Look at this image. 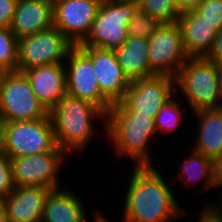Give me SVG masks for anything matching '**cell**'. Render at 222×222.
<instances>
[{
  "label": "cell",
  "instance_id": "d590c367",
  "mask_svg": "<svg viewBox=\"0 0 222 222\" xmlns=\"http://www.w3.org/2000/svg\"><path fill=\"white\" fill-rule=\"evenodd\" d=\"M218 68H219L220 96H221V99H222V65H219Z\"/></svg>",
  "mask_w": 222,
  "mask_h": 222
},
{
  "label": "cell",
  "instance_id": "52a82bcc",
  "mask_svg": "<svg viewBox=\"0 0 222 222\" xmlns=\"http://www.w3.org/2000/svg\"><path fill=\"white\" fill-rule=\"evenodd\" d=\"M48 115L26 75L19 71L7 72L0 87V121H32Z\"/></svg>",
  "mask_w": 222,
  "mask_h": 222
},
{
  "label": "cell",
  "instance_id": "6da1fadb",
  "mask_svg": "<svg viewBox=\"0 0 222 222\" xmlns=\"http://www.w3.org/2000/svg\"><path fill=\"white\" fill-rule=\"evenodd\" d=\"M132 167L130 180L124 188L125 208L121 222H172L187 216L170 188L177 182L171 180L168 184L153 165Z\"/></svg>",
  "mask_w": 222,
  "mask_h": 222
},
{
  "label": "cell",
  "instance_id": "9a60e30c",
  "mask_svg": "<svg viewBox=\"0 0 222 222\" xmlns=\"http://www.w3.org/2000/svg\"><path fill=\"white\" fill-rule=\"evenodd\" d=\"M53 26V0H17L10 28L18 40Z\"/></svg>",
  "mask_w": 222,
  "mask_h": 222
},
{
  "label": "cell",
  "instance_id": "4dcf8cb0",
  "mask_svg": "<svg viewBox=\"0 0 222 222\" xmlns=\"http://www.w3.org/2000/svg\"><path fill=\"white\" fill-rule=\"evenodd\" d=\"M202 0H174V3L180 13L195 10Z\"/></svg>",
  "mask_w": 222,
  "mask_h": 222
},
{
  "label": "cell",
  "instance_id": "8fae6325",
  "mask_svg": "<svg viewBox=\"0 0 222 222\" xmlns=\"http://www.w3.org/2000/svg\"><path fill=\"white\" fill-rule=\"evenodd\" d=\"M66 59L67 95L87 101L107 115L112 103L100 92L92 60L78 46L69 50Z\"/></svg>",
  "mask_w": 222,
  "mask_h": 222
},
{
  "label": "cell",
  "instance_id": "5b68a950",
  "mask_svg": "<svg viewBox=\"0 0 222 222\" xmlns=\"http://www.w3.org/2000/svg\"><path fill=\"white\" fill-rule=\"evenodd\" d=\"M137 0H103L90 32L78 47L115 50L128 38V24L138 11Z\"/></svg>",
  "mask_w": 222,
  "mask_h": 222
},
{
  "label": "cell",
  "instance_id": "9c48e42d",
  "mask_svg": "<svg viewBox=\"0 0 222 222\" xmlns=\"http://www.w3.org/2000/svg\"><path fill=\"white\" fill-rule=\"evenodd\" d=\"M66 155L64 150L56 146L52 151L9 158L15 186L62 188L58 173L68 157Z\"/></svg>",
  "mask_w": 222,
  "mask_h": 222
},
{
  "label": "cell",
  "instance_id": "7c38bea8",
  "mask_svg": "<svg viewBox=\"0 0 222 222\" xmlns=\"http://www.w3.org/2000/svg\"><path fill=\"white\" fill-rule=\"evenodd\" d=\"M176 92L175 78L154 75L130 81L129 88L120 102L132 113L155 117Z\"/></svg>",
  "mask_w": 222,
  "mask_h": 222
},
{
  "label": "cell",
  "instance_id": "e0dca14e",
  "mask_svg": "<svg viewBox=\"0 0 222 222\" xmlns=\"http://www.w3.org/2000/svg\"><path fill=\"white\" fill-rule=\"evenodd\" d=\"M37 99L50 111L66 93L64 63L34 67L23 72Z\"/></svg>",
  "mask_w": 222,
  "mask_h": 222
},
{
  "label": "cell",
  "instance_id": "74e56055",
  "mask_svg": "<svg viewBox=\"0 0 222 222\" xmlns=\"http://www.w3.org/2000/svg\"><path fill=\"white\" fill-rule=\"evenodd\" d=\"M0 150H1V121H0Z\"/></svg>",
  "mask_w": 222,
  "mask_h": 222
},
{
  "label": "cell",
  "instance_id": "3957f363",
  "mask_svg": "<svg viewBox=\"0 0 222 222\" xmlns=\"http://www.w3.org/2000/svg\"><path fill=\"white\" fill-rule=\"evenodd\" d=\"M49 116L56 145L69 156L82 152L85 145L99 134L95 133V119L106 121V114L97 106L67 94L49 111Z\"/></svg>",
  "mask_w": 222,
  "mask_h": 222
},
{
  "label": "cell",
  "instance_id": "d4e9b609",
  "mask_svg": "<svg viewBox=\"0 0 222 222\" xmlns=\"http://www.w3.org/2000/svg\"><path fill=\"white\" fill-rule=\"evenodd\" d=\"M18 39L10 27L0 26V67L6 72H16Z\"/></svg>",
  "mask_w": 222,
  "mask_h": 222
},
{
  "label": "cell",
  "instance_id": "7a4b0ae2",
  "mask_svg": "<svg viewBox=\"0 0 222 222\" xmlns=\"http://www.w3.org/2000/svg\"><path fill=\"white\" fill-rule=\"evenodd\" d=\"M155 117L130 112L121 102L112 104L106 121L103 122L105 135L118 157H127L135 166L154 165L150 155L149 141L157 134ZM151 158V159H150Z\"/></svg>",
  "mask_w": 222,
  "mask_h": 222
},
{
  "label": "cell",
  "instance_id": "836d02e7",
  "mask_svg": "<svg viewBox=\"0 0 222 222\" xmlns=\"http://www.w3.org/2000/svg\"><path fill=\"white\" fill-rule=\"evenodd\" d=\"M216 184L222 186V157L215 162Z\"/></svg>",
  "mask_w": 222,
  "mask_h": 222
},
{
  "label": "cell",
  "instance_id": "d6986e66",
  "mask_svg": "<svg viewBox=\"0 0 222 222\" xmlns=\"http://www.w3.org/2000/svg\"><path fill=\"white\" fill-rule=\"evenodd\" d=\"M71 189H52L46 200L41 222H87L81 198Z\"/></svg>",
  "mask_w": 222,
  "mask_h": 222
},
{
  "label": "cell",
  "instance_id": "44dd1931",
  "mask_svg": "<svg viewBox=\"0 0 222 222\" xmlns=\"http://www.w3.org/2000/svg\"><path fill=\"white\" fill-rule=\"evenodd\" d=\"M124 75L133 81L154 76L148 62V40L130 37L114 50Z\"/></svg>",
  "mask_w": 222,
  "mask_h": 222
},
{
  "label": "cell",
  "instance_id": "8d00e7d4",
  "mask_svg": "<svg viewBox=\"0 0 222 222\" xmlns=\"http://www.w3.org/2000/svg\"><path fill=\"white\" fill-rule=\"evenodd\" d=\"M6 73L7 72L3 68L0 67V87H1V84H2V80H3Z\"/></svg>",
  "mask_w": 222,
  "mask_h": 222
},
{
  "label": "cell",
  "instance_id": "7402d4cb",
  "mask_svg": "<svg viewBox=\"0 0 222 222\" xmlns=\"http://www.w3.org/2000/svg\"><path fill=\"white\" fill-rule=\"evenodd\" d=\"M180 170V171H179ZM177 172V180L180 179L183 183L196 185L200 181L203 182V188L211 189L216 185V170L215 161L204 156L198 151L191 150L186 157L183 158L182 164ZM184 179V180H183ZM195 183V184H194Z\"/></svg>",
  "mask_w": 222,
  "mask_h": 222
},
{
  "label": "cell",
  "instance_id": "ffe728a7",
  "mask_svg": "<svg viewBox=\"0 0 222 222\" xmlns=\"http://www.w3.org/2000/svg\"><path fill=\"white\" fill-rule=\"evenodd\" d=\"M193 116L200 124L192 148L216 162L221 157L222 108L200 109L193 112Z\"/></svg>",
  "mask_w": 222,
  "mask_h": 222
},
{
  "label": "cell",
  "instance_id": "f1b7e54d",
  "mask_svg": "<svg viewBox=\"0 0 222 222\" xmlns=\"http://www.w3.org/2000/svg\"><path fill=\"white\" fill-rule=\"evenodd\" d=\"M17 0H0V26L10 27Z\"/></svg>",
  "mask_w": 222,
  "mask_h": 222
},
{
  "label": "cell",
  "instance_id": "ac0fdd59",
  "mask_svg": "<svg viewBox=\"0 0 222 222\" xmlns=\"http://www.w3.org/2000/svg\"><path fill=\"white\" fill-rule=\"evenodd\" d=\"M177 23L182 32L187 56L206 57L213 46L217 30L195 10L182 12Z\"/></svg>",
  "mask_w": 222,
  "mask_h": 222
},
{
  "label": "cell",
  "instance_id": "ba28073f",
  "mask_svg": "<svg viewBox=\"0 0 222 222\" xmlns=\"http://www.w3.org/2000/svg\"><path fill=\"white\" fill-rule=\"evenodd\" d=\"M74 45L54 26L18 40L17 71L64 63ZM64 61V62H63Z\"/></svg>",
  "mask_w": 222,
  "mask_h": 222
},
{
  "label": "cell",
  "instance_id": "484cf974",
  "mask_svg": "<svg viewBox=\"0 0 222 222\" xmlns=\"http://www.w3.org/2000/svg\"><path fill=\"white\" fill-rule=\"evenodd\" d=\"M160 22L141 9L133 15L128 24V36L149 40L160 26Z\"/></svg>",
  "mask_w": 222,
  "mask_h": 222
},
{
  "label": "cell",
  "instance_id": "1f68e13d",
  "mask_svg": "<svg viewBox=\"0 0 222 222\" xmlns=\"http://www.w3.org/2000/svg\"><path fill=\"white\" fill-rule=\"evenodd\" d=\"M205 206L206 205L201 208V211L199 212L200 215H197V222H222L217 215H215L208 207Z\"/></svg>",
  "mask_w": 222,
  "mask_h": 222
},
{
  "label": "cell",
  "instance_id": "603a6c76",
  "mask_svg": "<svg viewBox=\"0 0 222 222\" xmlns=\"http://www.w3.org/2000/svg\"><path fill=\"white\" fill-rule=\"evenodd\" d=\"M176 94L177 95L163 105L155 115L154 122L157 134L158 131L160 133L175 132L177 127L184 123V118L182 117H184L186 110L182 108V101L179 99L181 95L179 96L178 92H176Z\"/></svg>",
  "mask_w": 222,
  "mask_h": 222
},
{
  "label": "cell",
  "instance_id": "e575fe53",
  "mask_svg": "<svg viewBox=\"0 0 222 222\" xmlns=\"http://www.w3.org/2000/svg\"><path fill=\"white\" fill-rule=\"evenodd\" d=\"M0 222H8L7 210L2 200H0Z\"/></svg>",
  "mask_w": 222,
  "mask_h": 222
},
{
  "label": "cell",
  "instance_id": "5bb4252c",
  "mask_svg": "<svg viewBox=\"0 0 222 222\" xmlns=\"http://www.w3.org/2000/svg\"><path fill=\"white\" fill-rule=\"evenodd\" d=\"M91 60L100 92L112 103L120 102L129 88L114 50L96 47H79Z\"/></svg>",
  "mask_w": 222,
  "mask_h": 222
},
{
  "label": "cell",
  "instance_id": "4316f807",
  "mask_svg": "<svg viewBox=\"0 0 222 222\" xmlns=\"http://www.w3.org/2000/svg\"><path fill=\"white\" fill-rule=\"evenodd\" d=\"M195 11L217 31L222 28V0H202Z\"/></svg>",
  "mask_w": 222,
  "mask_h": 222
},
{
  "label": "cell",
  "instance_id": "277c9868",
  "mask_svg": "<svg viewBox=\"0 0 222 222\" xmlns=\"http://www.w3.org/2000/svg\"><path fill=\"white\" fill-rule=\"evenodd\" d=\"M175 80L176 91L180 89L192 112L222 108L219 68L206 57L188 58Z\"/></svg>",
  "mask_w": 222,
  "mask_h": 222
},
{
  "label": "cell",
  "instance_id": "30bf717a",
  "mask_svg": "<svg viewBox=\"0 0 222 222\" xmlns=\"http://www.w3.org/2000/svg\"><path fill=\"white\" fill-rule=\"evenodd\" d=\"M188 58L179 24L161 23L148 40V62L151 72L154 75L176 78Z\"/></svg>",
  "mask_w": 222,
  "mask_h": 222
},
{
  "label": "cell",
  "instance_id": "83f0119b",
  "mask_svg": "<svg viewBox=\"0 0 222 222\" xmlns=\"http://www.w3.org/2000/svg\"><path fill=\"white\" fill-rule=\"evenodd\" d=\"M15 189L10 159L0 150V200Z\"/></svg>",
  "mask_w": 222,
  "mask_h": 222
},
{
  "label": "cell",
  "instance_id": "8992f818",
  "mask_svg": "<svg viewBox=\"0 0 222 222\" xmlns=\"http://www.w3.org/2000/svg\"><path fill=\"white\" fill-rule=\"evenodd\" d=\"M56 146L49 115L39 120L1 122V151L8 158L44 153Z\"/></svg>",
  "mask_w": 222,
  "mask_h": 222
},
{
  "label": "cell",
  "instance_id": "4fadbf2b",
  "mask_svg": "<svg viewBox=\"0 0 222 222\" xmlns=\"http://www.w3.org/2000/svg\"><path fill=\"white\" fill-rule=\"evenodd\" d=\"M102 0H53L54 27L74 46L90 32Z\"/></svg>",
  "mask_w": 222,
  "mask_h": 222
},
{
  "label": "cell",
  "instance_id": "cb8c5ba5",
  "mask_svg": "<svg viewBox=\"0 0 222 222\" xmlns=\"http://www.w3.org/2000/svg\"><path fill=\"white\" fill-rule=\"evenodd\" d=\"M139 9L160 23H175L181 15L174 0H137Z\"/></svg>",
  "mask_w": 222,
  "mask_h": 222
},
{
  "label": "cell",
  "instance_id": "d6a6232c",
  "mask_svg": "<svg viewBox=\"0 0 222 222\" xmlns=\"http://www.w3.org/2000/svg\"><path fill=\"white\" fill-rule=\"evenodd\" d=\"M221 188L222 186L216 184L214 188ZM222 200V198H220ZM220 201L218 202V204L216 202H214V204L212 203H208V205L206 207H208L215 215H217L220 220L222 221V201H221V205L219 204ZM220 205V206H219Z\"/></svg>",
  "mask_w": 222,
  "mask_h": 222
},
{
  "label": "cell",
  "instance_id": "2e32d148",
  "mask_svg": "<svg viewBox=\"0 0 222 222\" xmlns=\"http://www.w3.org/2000/svg\"><path fill=\"white\" fill-rule=\"evenodd\" d=\"M52 189L35 186H15L2 198L8 222H41L45 200Z\"/></svg>",
  "mask_w": 222,
  "mask_h": 222
},
{
  "label": "cell",
  "instance_id": "f546056e",
  "mask_svg": "<svg viewBox=\"0 0 222 222\" xmlns=\"http://www.w3.org/2000/svg\"><path fill=\"white\" fill-rule=\"evenodd\" d=\"M206 58L218 66L222 65V28L217 31L213 46Z\"/></svg>",
  "mask_w": 222,
  "mask_h": 222
}]
</instances>
